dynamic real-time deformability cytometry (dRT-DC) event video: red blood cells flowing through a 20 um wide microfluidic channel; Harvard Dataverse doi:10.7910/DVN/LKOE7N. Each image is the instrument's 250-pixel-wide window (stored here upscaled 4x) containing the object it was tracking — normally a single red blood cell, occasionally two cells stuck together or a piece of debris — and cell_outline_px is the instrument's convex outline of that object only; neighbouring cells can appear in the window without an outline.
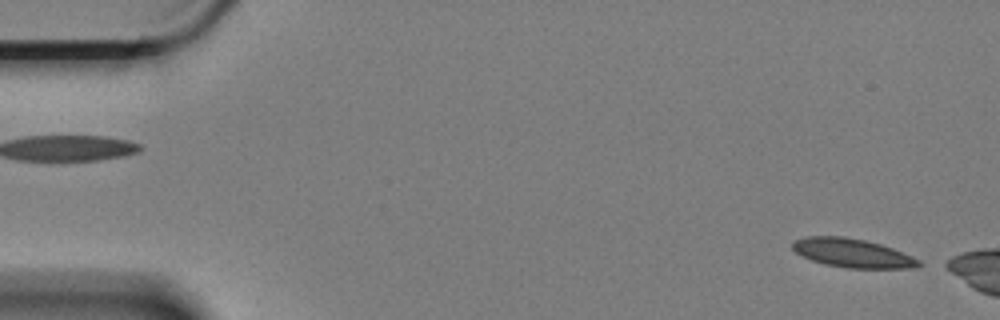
{"species": "Egyptian fruit bat (a non-hibernating species)", "species_latin": "Rousettus aegyptiacus", "temperature_condition": "cold", "stored_images_in_passage": 2, "segment_of_instrument_passage": [2, 2], "camera_frame_rate_fps": 3000, "um_per_image_px": 0.085, "animal": {"sex": "female"}, "frame": {"image": 1, "passage_image": 2, "time_ms": 0.333, "image_size_px": [1000, 320], "cell_outline_px": [[924, 264], [912, 268], [848, 268], [824, 264], [812, 260], [796, 252], [792, 248], [792, 240], [804, 236], [844, 236], [864, 240], [880, 244], [892, 248], [912, 256], [920, 260]], "centroid_in_image_um": [72.45, 21.5], "position_along_channel_um": 12.6, "area_um2": 21.21}}